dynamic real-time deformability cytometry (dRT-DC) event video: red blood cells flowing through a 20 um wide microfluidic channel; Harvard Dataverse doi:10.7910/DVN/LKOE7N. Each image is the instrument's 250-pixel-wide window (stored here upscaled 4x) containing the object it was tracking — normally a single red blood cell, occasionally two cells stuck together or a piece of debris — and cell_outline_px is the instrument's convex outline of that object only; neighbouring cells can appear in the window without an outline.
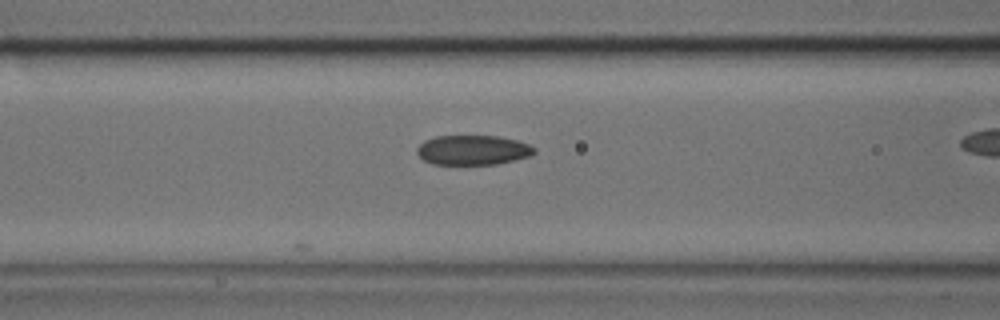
{"species": "common noctule bat (a hibernating species)", "species_latin": "Nyctalus noctula", "temperature_condition": "cold", "stored_images_in_passage": 9, "camera_frame_rate_fps": 3000, "um_per_image_px": 0.085, "animal": {"sex": "male", "body_mass_g": 17.9, "forearm_length_mm": 54.2}, "frame": {"image": 1, "passage_image": 9, "time_ms": 2.667, "image_size_px": [1000, 320], "cell_outline_px": [[536, 152], [532, 156], [516, 160], [496, 164], [432, 164], [424, 160], [416, 152], [416, 148], [424, 140], [436, 136], [496, 136], [516, 140], [528, 144], [536, 148]], "centroid_in_image_um": [40.21, 12.76], "position_along_channel_um": 126.4, "area_um2": 20.4}}